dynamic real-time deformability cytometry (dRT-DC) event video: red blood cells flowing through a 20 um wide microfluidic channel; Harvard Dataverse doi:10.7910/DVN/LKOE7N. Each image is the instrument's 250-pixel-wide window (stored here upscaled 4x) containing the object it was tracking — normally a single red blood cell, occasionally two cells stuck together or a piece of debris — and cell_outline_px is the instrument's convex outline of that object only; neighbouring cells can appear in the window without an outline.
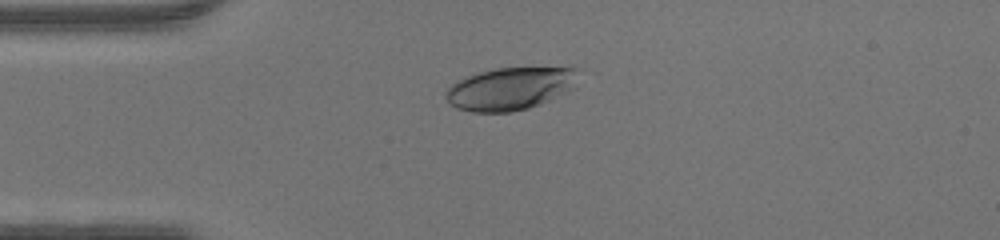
{"species": "human", "species_latin": "Homo sapiens", "temperature_condition": "warm", "stored_images_in_passage": 46, "camera_frame_rate_fps": 3000, "um_per_image_px": 0.085, "donor": {"sex": "male"}, "frame": {"image": 1, "passage_image": 11, "time_ms": 3.333, "image_size_px": [1000, 240], "cell_outline_px": [[580, 68], [576, 88], [540, 104], [528, 108], [512, 112], [472, 112], [456, 108], [448, 104], [444, 96], [444, 92], [456, 80], [480, 72], [496, 68]], "centroid_in_image_um": [43.37, 7.54], "position_along_channel_um": 41.6, "area_um2": 33.23}}
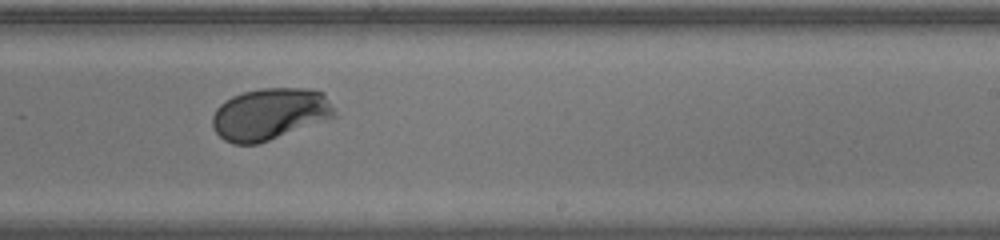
{"frame": {"image": 2, "passage_image": 28, "time_ms": 9.0, "image_size_px": [1000, 240], "cell_outline_px": [[336, 116], [268, 140], [256, 144], [232, 144], [224, 140], [212, 128], [212, 116], [216, 108], [224, 100], [232, 96], [244, 92], [260, 88], [308, 88], [324, 92], [336, 112]], "centroid_in_image_um": [22.9, 9.67], "position_along_channel_um": 266.1, "area_um2": 36.76}}
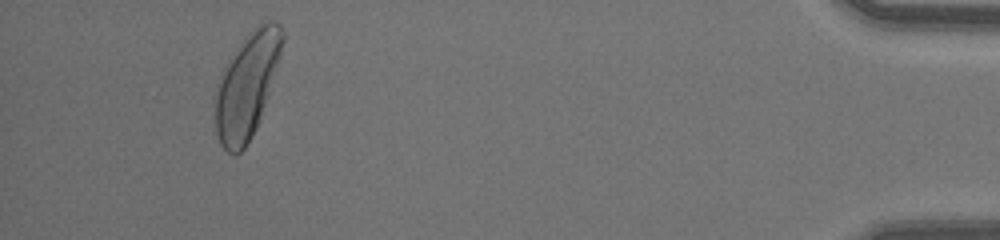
{"frame": {"image": 3, "passage_image": 43, "time_ms": 14.0, "image_size_px": [1000, 240], "cell_outline_px": [[284, 40], [280, 56], [260, 120], [252, 136], [244, 148], [236, 156], [228, 152], [220, 144], [216, 132], [212, 96], [216, 84], [224, 68], [236, 48], [252, 28], [268, 20], [272, 20], [280, 24], [284, 32]], "centroid_in_image_um": [20.95, 7.28], "position_along_channel_um": 414.2, "area_um2": 41.38}}